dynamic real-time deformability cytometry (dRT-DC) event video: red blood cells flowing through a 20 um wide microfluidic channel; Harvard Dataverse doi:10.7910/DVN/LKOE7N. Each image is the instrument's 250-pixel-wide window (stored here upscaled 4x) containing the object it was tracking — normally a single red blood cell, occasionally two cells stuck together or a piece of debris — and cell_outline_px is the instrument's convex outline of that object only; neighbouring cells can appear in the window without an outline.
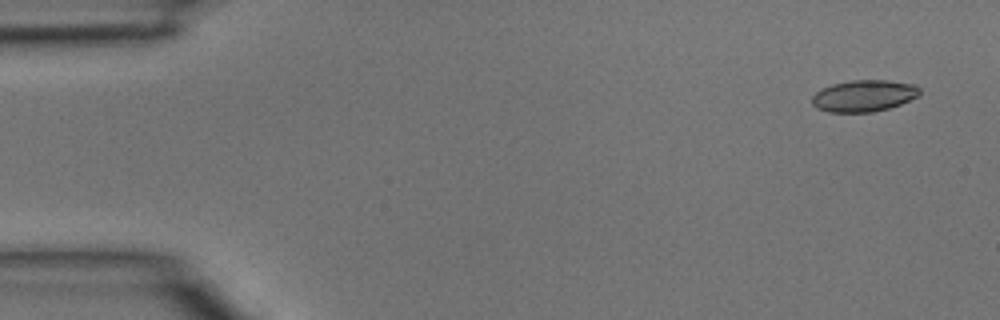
{"species": "common noctule bat (a hibernating species)", "species_latin": "Nyctalus noctula", "temperature_condition": "room temperature", "stored_images_in_passage": 4, "segment_of_instrument_passage": [1, 2], "camera_frame_rate_fps": 3000, "um_per_image_px": 0.085, "animal": {"sex": "male", "body_mass_g": 15.6}, "frame": {"image": 1, "passage_image": 1, "time_ms": 0.0, "image_size_px": [1000, 320], "cell_outline_px": [[920, 92], [916, 96], [900, 104], [888, 108], [872, 112], [828, 112], [816, 108], [812, 104], [812, 96], [820, 88], [832, 84], [852, 80], [888, 80], [916, 84], [920, 88]], "centroid_in_image_um": [73.4, 8.13], "position_along_channel_um": 11.6, "area_um2": 19.88}}